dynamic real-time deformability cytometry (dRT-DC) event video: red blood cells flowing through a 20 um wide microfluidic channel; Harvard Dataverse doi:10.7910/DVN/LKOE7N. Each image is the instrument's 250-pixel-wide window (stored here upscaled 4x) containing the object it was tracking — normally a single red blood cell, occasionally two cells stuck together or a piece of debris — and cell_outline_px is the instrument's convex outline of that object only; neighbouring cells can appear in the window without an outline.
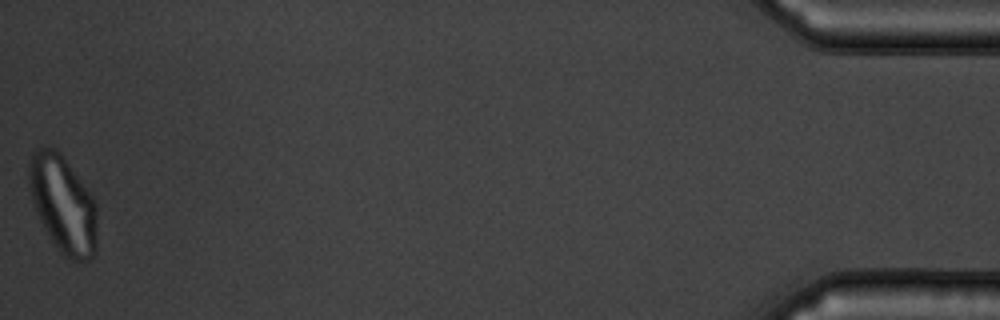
{"species": "common noctule bat (a hibernating species)", "species_latin": "Nyctalus noctula", "temperature_condition": "warm", "stored_images_in_passage": 54, "camera_frame_rate_fps": 3000, "um_per_image_px": 0.085, "animal": {"sex": "male", "body_mass_g": 19.5, "forearm_length_mm": 54.6}, "frame": {"image": 1, "passage_image": 54, "time_ms": 17.667, "image_size_px": [1000, 320], "cell_outline_px": [[96, 248], [92, 256], [88, 260], [72, 260], [64, 256], [56, 248], [48, 236], [36, 212], [32, 200], [28, 180], [28, 164], [32, 152], [36, 148], [56, 148], [60, 152], [88, 188], [96, 200]], "centroid_in_image_um": [5.35, 17.34], "position_along_channel_um": 429.9, "area_um2": 38.9}}